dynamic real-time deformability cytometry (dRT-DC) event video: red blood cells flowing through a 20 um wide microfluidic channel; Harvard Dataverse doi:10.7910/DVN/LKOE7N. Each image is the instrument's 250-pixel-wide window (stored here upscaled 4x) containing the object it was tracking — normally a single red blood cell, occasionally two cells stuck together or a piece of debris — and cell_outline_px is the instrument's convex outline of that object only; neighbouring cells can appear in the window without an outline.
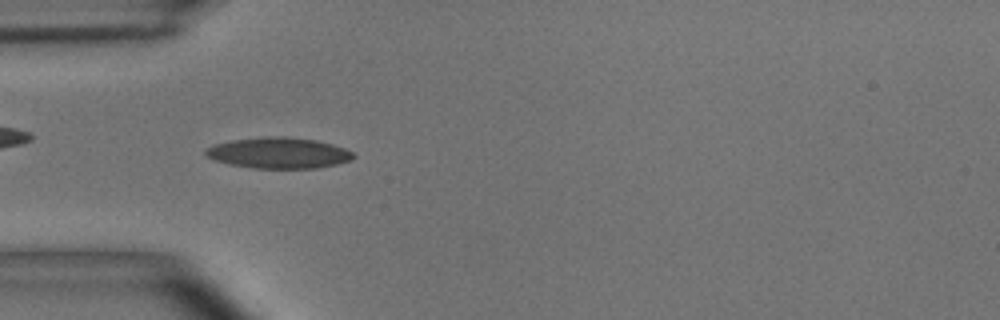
{"species": "common noctule bat (a hibernating species)", "species_latin": "Nyctalus noctula", "temperature_condition": "room temperature", "stored_images_in_passage": 39, "camera_frame_rate_fps": 3000, "um_per_image_px": 0.085, "animal": {"sex": "male", "body_mass_g": 15.6}, "frame": {"image": 1, "passage_image": 1, "time_ms": 0.0, "image_size_px": [1000, 320], "cell_outline_px": [[356, 156], [352, 160], [336, 164], [316, 168], [252, 168], [228, 164], [204, 156], [204, 152], [208, 148], [216, 144], [232, 140], [268, 136], [284, 136], [316, 140], [332, 144], [344, 148], [352, 152]], "centroid_in_image_um": [23.69, 13.0], "position_along_channel_um": 61.3, "area_um2": 26.59}}
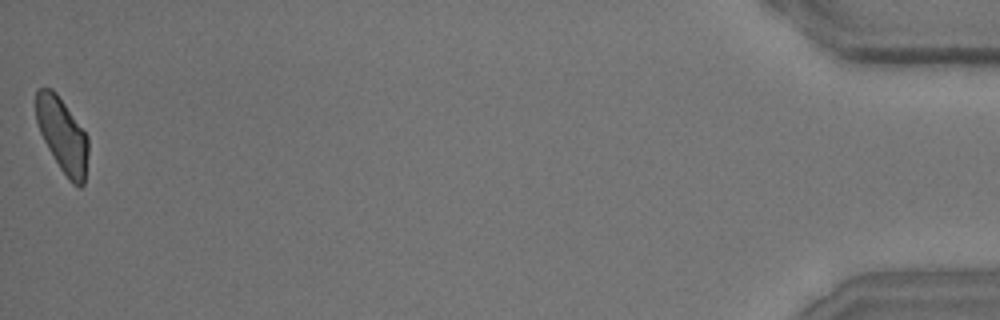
{"frame": {"image": 2, "passage_image": 39, "time_ms": 12.667, "image_size_px": [1000, 320], "cell_outline_px": [[88, 152], [84, 184], [80, 188], [72, 184], [68, 180], [60, 168], [48, 148], [40, 132], [36, 120], [36, 88], [52, 88], [56, 92], [88, 136]], "centroid_in_image_um": [5.31, 11.5], "position_along_channel_um": 429.9, "area_um2": 22.6}, "authors_computed_cell_mechanics": {"area_um2": 23.987, "velocity_mm_per_s": 3.6579, "shape_relaxation_time_tau1_ms": 6.8617, "shape_relaxation_time_tau2_ms": 2.5768, "deformation_change_tau1": 0.1836, "deformation_change_tau2": 0.0921}}